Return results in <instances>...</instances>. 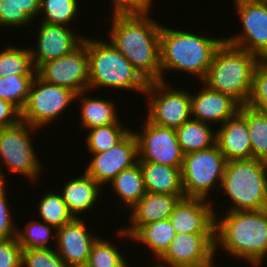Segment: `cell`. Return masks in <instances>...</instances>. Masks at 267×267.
I'll use <instances>...</instances> for the list:
<instances>
[{
	"mask_svg": "<svg viewBox=\"0 0 267 267\" xmlns=\"http://www.w3.org/2000/svg\"><path fill=\"white\" fill-rule=\"evenodd\" d=\"M110 43L147 81H161L160 30L150 13H112Z\"/></svg>",
	"mask_w": 267,
	"mask_h": 267,
	"instance_id": "cell-1",
	"label": "cell"
},
{
	"mask_svg": "<svg viewBox=\"0 0 267 267\" xmlns=\"http://www.w3.org/2000/svg\"><path fill=\"white\" fill-rule=\"evenodd\" d=\"M224 216L215 217V253L220 245L229 255L260 266L267 255V208L228 211Z\"/></svg>",
	"mask_w": 267,
	"mask_h": 267,
	"instance_id": "cell-2",
	"label": "cell"
},
{
	"mask_svg": "<svg viewBox=\"0 0 267 267\" xmlns=\"http://www.w3.org/2000/svg\"><path fill=\"white\" fill-rule=\"evenodd\" d=\"M224 41L225 37L214 39L163 25L160 30L161 81L165 80V70L185 71L202 81L214 54Z\"/></svg>",
	"mask_w": 267,
	"mask_h": 267,
	"instance_id": "cell-3",
	"label": "cell"
},
{
	"mask_svg": "<svg viewBox=\"0 0 267 267\" xmlns=\"http://www.w3.org/2000/svg\"><path fill=\"white\" fill-rule=\"evenodd\" d=\"M262 60L226 41L217 49L202 82L207 88L231 96L241 106L247 105L255 69Z\"/></svg>",
	"mask_w": 267,
	"mask_h": 267,
	"instance_id": "cell-4",
	"label": "cell"
},
{
	"mask_svg": "<svg viewBox=\"0 0 267 267\" xmlns=\"http://www.w3.org/2000/svg\"><path fill=\"white\" fill-rule=\"evenodd\" d=\"M82 43L89 56L88 90L103 86L145 93L148 82L110 42L85 36Z\"/></svg>",
	"mask_w": 267,
	"mask_h": 267,
	"instance_id": "cell-5",
	"label": "cell"
},
{
	"mask_svg": "<svg viewBox=\"0 0 267 267\" xmlns=\"http://www.w3.org/2000/svg\"><path fill=\"white\" fill-rule=\"evenodd\" d=\"M221 187L233 203L227 211L267 208V162L256 158L226 162Z\"/></svg>",
	"mask_w": 267,
	"mask_h": 267,
	"instance_id": "cell-6",
	"label": "cell"
},
{
	"mask_svg": "<svg viewBox=\"0 0 267 267\" xmlns=\"http://www.w3.org/2000/svg\"><path fill=\"white\" fill-rule=\"evenodd\" d=\"M226 162L217 143L210 148L185 154L181 168L185 197L210 198L209 191L213 192V187L221 185Z\"/></svg>",
	"mask_w": 267,
	"mask_h": 267,
	"instance_id": "cell-7",
	"label": "cell"
},
{
	"mask_svg": "<svg viewBox=\"0 0 267 267\" xmlns=\"http://www.w3.org/2000/svg\"><path fill=\"white\" fill-rule=\"evenodd\" d=\"M38 129L20 121L15 126L0 130V163H4L0 165H5L12 173L23 174L31 183L39 180L42 167L29 133V130L33 132ZM2 172H0V182L5 183Z\"/></svg>",
	"mask_w": 267,
	"mask_h": 267,
	"instance_id": "cell-8",
	"label": "cell"
},
{
	"mask_svg": "<svg viewBox=\"0 0 267 267\" xmlns=\"http://www.w3.org/2000/svg\"><path fill=\"white\" fill-rule=\"evenodd\" d=\"M76 98V93L66 87L46 83L34 77L28 100L21 111V121L39 128L55 120Z\"/></svg>",
	"mask_w": 267,
	"mask_h": 267,
	"instance_id": "cell-9",
	"label": "cell"
},
{
	"mask_svg": "<svg viewBox=\"0 0 267 267\" xmlns=\"http://www.w3.org/2000/svg\"><path fill=\"white\" fill-rule=\"evenodd\" d=\"M170 87L166 81L148 82L146 118L153 124L176 129L192 118L190 93Z\"/></svg>",
	"mask_w": 267,
	"mask_h": 267,
	"instance_id": "cell-10",
	"label": "cell"
},
{
	"mask_svg": "<svg viewBox=\"0 0 267 267\" xmlns=\"http://www.w3.org/2000/svg\"><path fill=\"white\" fill-rule=\"evenodd\" d=\"M234 5L243 28L239 35L226 37L225 41L265 61L267 59V1L242 0L235 2Z\"/></svg>",
	"mask_w": 267,
	"mask_h": 267,
	"instance_id": "cell-11",
	"label": "cell"
},
{
	"mask_svg": "<svg viewBox=\"0 0 267 267\" xmlns=\"http://www.w3.org/2000/svg\"><path fill=\"white\" fill-rule=\"evenodd\" d=\"M143 131H134L138 142V161L159 163L182 168L184 154L176 130L151 123L147 118Z\"/></svg>",
	"mask_w": 267,
	"mask_h": 267,
	"instance_id": "cell-12",
	"label": "cell"
},
{
	"mask_svg": "<svg viewBox=\"0 0 267 267\" xmlns=\"http://www.w3.org/2000/svg\"><path fill=\"white\" fill-rule=\"evenodd\" d=\"M215 234H176L153 267H216Z\"/></svg>",
	"mask_w": 267,
	"mask_h": 267,
	"instance_id": "cell-13",
	"label": "cell"
},
{
	"mask_svg": "<svg viewBox=\"0 0 267 267\" xmlns=\"http://www.w3.org/2000/svg\"><path fill=\"white\" fill-rule=\"evenodd\" d=\"M36 75L46 83L66 87L76 94L88 92L89 56L82 43L72 53L43 63Z\"/></svg>",
	"mask_w": 267,
	"mask_h": 267,
	"instance_id": "cell-14",
	"label": "cell"
},
{
	"mask_svg": "<svg viewBox=\"0 0 267 267\" xmlns=\"http://www.w3.org/2000/svg\"><path fill=\"white\" fill-rule=\"evenodd\" d=\"M92 157L84 172L100 186L110 183L120 172L138 162V142L134 131L108 151L92 153Z\"/></svg>",
	"mask_w": 267,
	"mask_h": 267,
	"instance_id": "cell-15",
	"label": "cell"
},
{
	"mask_svg": "<svg viewBox=\"0 0 267 267\" xmlns=\"http://www.w3.org/2000/svg\"><path fill=\"white\" fill-rule=\"evenodd\" d=\"M214 202L183 198L175 205L169 220L176 234H215Z\"/></svg>",
	"mask_w": 267,
	"mask_h": 267,
	"instance_id": "cell-16",
	"label": "cell"
},
{
	"mask_svg": "<svg viewBox=\"0 0 267 267\" xmlns=\"http://www.w3.org/2000/svg\"><path fill=\"white\" fill-rule=\"evenodd\" d=\"M67 27V29H66ZM69 26L40 23L36 51L30 48L35 70L43 63L66 56L77 49L84 37L70 31Z\"/></svg>",
	"mask_w": 267,
	"mask_h": 267,
	"instance_id": "cell-17",
	"label": "cell"
},
{
	"mask_svg": "<svg viewBox=\"0 0 267 267\" xmlns=\"http://www.w3.org/2000/svg\"><path fill=\"white\" fill-rule=\"evenodd\" d=\"M84 222L80 217L74 218L56 229V235L52 236L56 239L55 251L67 266L87 264L91 247L97 240L98 235L91 234Z\"/></svg>",
	"mask_w": 267,
	"mask_h": 267,
	"instance_id": "cell-18",
	"label": "cell"
},
{
	"mask_svg": "<svg viewBox=\"0 0 267 267\" xmlns=\"http://www.w3.org/2000/svg\"><path fill=\"white\" fill-rule=\"evenodd\" d=\"M203 87L195 95L190 94L192 118L207 124L220 121L223 124L239 112L241 105L231 96Z\"/></svg>",
	"mask_w": 267,
	"mask_h": 267,
	"instance_id": "cell-19",
	"label": "cell"
},
{
	"mask_svg": "<svg viewBox=\"0 0 267 267\" xmlns=\"http://www.w3.org/2000/svg\"><path fill=\"white\" fill-rule=\"evenodd\" d=\"M179 200L176 195L146 192L130 209L132 213L129 217L132 225L119 229L118 235L131 237L143 225L168 219Z\"/></svg>",
	"mask_w": 267,
	"mask_h": 267,
	"instance_id": "cell-20",
	"label": "cell"
},
{
	"mask_svg": "<svg viewBox=\"0 0 267 267\" xmlns=\"http://www.w3.org/2000/svg\"><path fill=\"white\" fill-rule=\"evenodd\" d=\"M216 131V143L227 161L252 158L247 121L239 112Z\"/></svg>",
	"mask_w": 267,
	"mask_h": 267,
	"instance_id": "cell-21",
	"label": "cell"
},
{
	"mask_svg": "<svg viewBox=\"0 0 267 267\" xmlns=\"http://www.w3.org/2000/svg\"><path fill=\"white\" fill-rule=\"evenodd\" d=\"M138 162L146 192L176 195L180 199L185 198L181 168L146 161Z\"/></svg>",
	"mask_w": 267,
	"mask_h": 267,
	"instance_id": "cell-22",
	"label": "cell"
},
{
	"mask_svg": "<svg viewBox=\"0 0 267 267\" xmlns=\"http://www.w3.org/2000/svg\"><path fill=\"white\" fill-rule=\"evenodd\" d=\"M66 182L61 195L70 213L74 218H78L77 215L89 211L98 201L101 186L85 172L80 177Z\"/></svg>",
	"mask_w": 267,
	"mask_h": 267,
	"instance_id": "cell-23",
	"label": "cell"
},
{
	"mask_svg": "<svg viewBox=\"0 0 267 267\" xmlns=\"http://www.w3.org/2000/svg\"><path fill=\"white\" fill-rule=\"evenodd\" d=\"M76 98L81 103L82 126L89 130L99 126H106L112 123H120L115 103L104 98H90L85 96L84 91L76 94ZM82 99V100H81Z\"/></svg>",
	"mask_w": 267,
	"mask_h": 267,
	"instance_id": "cell-24",
	"label": "cell"
},
{
	"mask_svg": "<svg viewBox=\"0 0 267 267\" xmlns=\"http://www.w3.org/2000/svg\"><path fill=\"white\" fill-rule=\"evenodd\" d=\"M209 126L210 123L191 118L175 129L179 146L184 155L210 148L216 144V131L213 132Z\"/></svg>",
	"mask_w": 267,
	"mask_h": 267,
	"instance_id": "cell-25",
	"label": "cell"
},
{
	"mask_svg": "<svg viewBox=\"0 0 267 267\" xmlns=\"http://www.w3.org/2000/svg\"><path fill=\"white\" fill-rule=\"evenodd\" d=\"M114 193L130 210L146 193L139 162L124 169L110 182Z\"/></svg>",
	"mask_w": 267,
	"mask_h": 267,
	"instance_id": "cell-26",
	"label": "cell"
},
{
	"mask_svg": "<svg viewBox=\"0 0 267 267\" xmlns=\"http://www.w3.org/2000/svg\"><path fill=\"white\" fill-rule=\"evenodd\" d=\"M175 235V229L168 218L141 226L129 238L147 245L158 260L165 253Z\"/></svg>",
	"mask_w": 267,
	"mask_h": 267,
	"instance_id": "cell-27",
	"label": "cell"
},
{
	"mask_svg": "<svg viewBox=\"0 0 267 267\" xmlns=\"http://www.w3.org/2000/svg\"><path fill=\"white\" fill-rule=\"evenodd\" d=\"M239 113L247 121L252 158L267 162V113L249 105L240 106Z\"/></svg>",
	"mask_w": 267,
	"mask_h": 267,
	"instance_id": "cell-28",
	"label": "cell"
},
{
	"mask_svg": "<svg viewBox=\"0 0 267 267\" xmlns=\"http://www.w3.org/2000/svg\"><path fill=\"white\" fill-rule=\"evenodd\" d=\"M40 0H0V25H29L40 13Z\"/></svg>",
	"mask_w": 267,
	"mask_h": 267,
	"instance_id": "cell-29",
	"label": "cell"
},
{
	"mask_svg": "<svg viewBox=\"0 0 267 267\" xmlns=\"http://www.w3.org/2000/svg\"><path fill=\"white\" fill-rule=\"evenodd\" d=\"M125 128L121 126V123H112L89 129L85 140L89 152L92 154L108 151L122 141L132 130V128Z\"/></svg>",
	"mask_w": 267,
	"mask_h": 267,
	"instance_id": "cell-30",
	"label": "cell"
},
{
	"mask_svg": "<svg viewBox=\"0 0 267 267\" xmlns=\"http://www.w3.org/2000/svg\"><path fill=\"white\" fill-rule=\"evenodd\" d=\"M12 74L36 75L29 48L11 46L0 52V77Z\"/></svg>",
	"mask_w": 267,
	"mask_h": 267,
	"instance_id": "cell-31",
	"label": "cell"
},
{
	"mask_svg": "<svg viewBox=\"0 0 267 267\" xmlns=\"http://www.w3.org/2000/svg\"><path fill=\"white\" fill-rule=\"evenodd\" d=\"M35 76L12 74L0 77V99L10 102L21 112Z\"/></svg>",
	"mask_w": 267,
	"mask_h": 267,
	"instance_id": "cell-32",
	"label": "cell"
},
{
	"mask_svg": "<svg viewBox=\"0 0 267 267\" xmlns=\"http://www.w3.org/2000/svg\"><path fill=\"white\" fill-rule=\"evenodd\" d=\"M39 203L38 213L43 220L42 222L56 229L61 228L74 219V216L63 201L62 195L59 193L47 192L43 197L41 196Z\"/></svg>",
	"mask_w": 267,
	"mask_h": 267,
	"instance_id": "cell-33",
	"label": "cell"
},
{
	"mask_svg": "<svg viewBox=\"0 0 267 267\" xmlns=\"http://www.w3.org/2000/svg\"><path fill=\"white\" fill-rule=\"evenodd\" d=\"M78 7V0H40L39 14H45L42 22L68 26L77 17Z\"/></svg>",
	"mask_w": 267,
	"mask_h": 267,
	"instance_id": "cell-34",
	"label": "cell"
},
{
	"mask_svg": "<svg viewBox=\"0 0 267 267\" xmlns=\"http://www.w3.org/2000/svg\"><path fill=\"white\" fill-rule=\"evenodd\" d=\"M41 221H29L22 229L17 228V240L22 249L50 248V237L56 228Z\"/></svg>",
	"mask_w": 267,
	"mask_h": 267,
	"instance_id": "cell-35",
	"label": "cell"
},
{
	"mask_svg": "<svg viewBox=\"0 0 267 267\" xmlns=\"http://www.w3.org/2000/svg\"><path fill=\"white\" fill-rule=\"evenodd\" d=\"M108 242L97 238L91 247L86 265L88 267H129L119 249L117 250L114 244L110 245Z\"/></svg>",
	"mask_w": 267,
	"mask_h": 267,
	"instance_id": "cell-36",
	"label": "cell"
},
{
	"mask_svg": "<svg viewBox=\"0 0 267 267\" xmlns=\"http://www.w3.org/2000/svg\"><path fill=\"white\" fill-rule=\"evenodd\" d=\"M21 267H67L52 248L23 249Z\"/></svg>",
	"mask_w": 267,
	"mask_h": 267,
	"instance_id": "cell-37",
	"label": "cell"
},
{
	"mask_svg": "<svg viewBox=\"0 0 267 267\" xmlns=\"http://www.w3.org/2000/svg\"><path fill=\"white\" fill-rule=\"evenodd\" d=\"M247 105L267 113V63L265 61L255 69Z\"/></svg>",
	"mask_w": 267,
	"mask_h": 267,
	"instance_id": "cell-38",
	"label": "cell"
},
{
	"mask_svg": "<svg viewBox=\"0 0 267 267\" xmlns=\"http://www.w3.org/2000/svg\"><path fill=\"white\" fill-rule=\"evenodd\" d=\"M5 188V183L0 182V241L16 237L17 234V226L11 219Z\"/></svg>",
	"mask_w": 267,
	"mask_h": 267,
	"instance_id": "cell-39",
	"label": "cell"
},
{
	"mask_svg": "<svg viewBox=\"0 0 267 267\" xmlns=\"http://www.w3.org/2000/svg\"><path fill=\"white\" fill-rule=\"evenodd\" d=\"M22 250L17 237L0 241V267H21Z\"/></svg>",
	"mask_w": 267,
	"mask_h": 267,
	"instance_id": "cell-40",
	"label": "cell"
},
{
	"mask_svg": "<svg viewBox=\"0 0 267 267\" xmlns=\"http://www.w3.org/2000/svg\"><path fill=\"white\" fill-rule=\"evenodd\" d=\"M152 0H113L115 13H150Z\"/></svg>",
	"mask_w": 267,
	"mask_h": 267,
	"instance_id": "cell-41",
	"label": "cell"
},
{
	"mask_svg": "<svg viewBox=\"0 0 267 267\" xmlns=\"http://www.w3.org/2000/svg\"><path fill=\"white\" fill-rule=\"evenodd\" d=\"M21 121V112L10 102L0 99V130Z\"/></svg>",
	"mask_w": 267,
	"mask_h": 267,
	"instance_id": "cell-42",
	"label": "cell"
},
{
	"mask_svg": "<svg viewBox=\"0 0 267 267\" xmlns=\"http://www.w3.org/2000/svg\"><path fill=\"white\" fill-rule=\"evenodd\" d=\"M67 267H88V266L85 264V265H71V266H67Z\"/></svg>",
	"mask_w": 267,
	"mask_h": 267,
	"instance_id": "cell-43",
	"label": "cell"
}]
</instances>
